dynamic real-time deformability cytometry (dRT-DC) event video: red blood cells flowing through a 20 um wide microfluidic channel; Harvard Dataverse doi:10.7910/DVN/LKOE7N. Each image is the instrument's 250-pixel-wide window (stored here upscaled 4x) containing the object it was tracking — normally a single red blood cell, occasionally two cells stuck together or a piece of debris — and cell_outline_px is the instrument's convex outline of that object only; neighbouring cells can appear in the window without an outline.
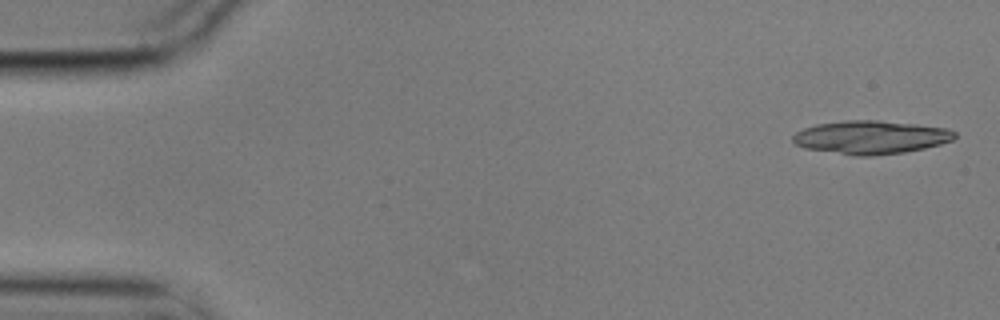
{"species": "common noctule bat (a hibernating species)", "species_latin": "Nyctalus noctula", "temperature_condition": "cold", "stored_images_in_passage": 9, "camera_frame_rate_fps": 3000, "um_per_image_px": 0.085, "animal": {"sex": "male", "body_mass_g": 17.9}, "frame": {"image": 1, "passage_image": 1, "time_ms": 0.0, "image_size_px": [1000, 320], "cell_outline_px": [[956, 136], [952, 140], [940, 144], [924, 148], [904, 152], [872, 156], [856, 156], [804, 148], [796, 144], [792, 140], [792, 136], [796, 132], [804, 128], [816, 124], [844, 120], [876, 120], [916, 124], [948, 128], [956, 132]], "centroid_in_image_um": [74.01, 11.66], "position_along_channel_um": 11.0, "area_um2": 31.5}}
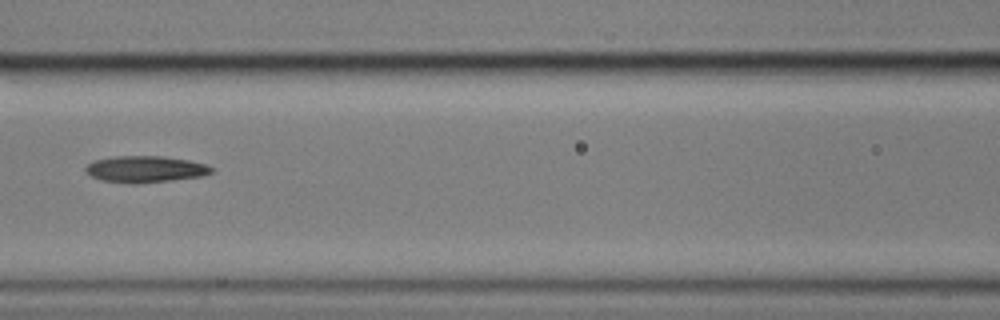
{"frame": {"image": 2, "passage_image": 7, "time_ms": 2.0, "image_size_px": [1000, 320], "cell_outline_px": [[216, 168], [212, 172], [200, 176], [172, 180], [136, 184], [132, 184], [100, 180], [92, 176], [84, 168], [92, 160], [116, 156], [160, 156], [188, 160], [204, 164]], "centroid_in_image_um": [12.33, 14.38], "position_along_channel_um": 154.3, "area_um2": 19.42}}
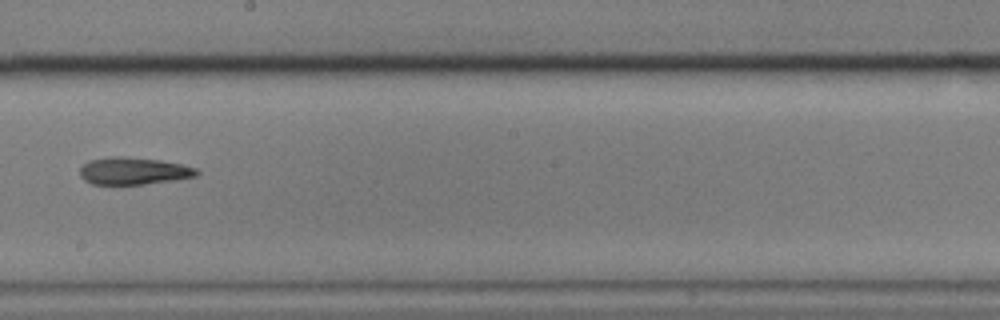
{"frame": {"image": 3, "passage_image": 9, "time_ms": 2.667, "image_size_px": [1000, 320], "cell_outline_px": [[200, 172], [196, 176], [176, 180], [144, 184], [92, 184], [84, 180], [80, 176], [80, 168], [88, 160], [112, 156], [124, 156], [160, 160], [184, 164], [196, 168]], "centroid_in_image_um": [11.37, 14.52], "position_along_channel_um": 236.8, "area_um2": 18.73}}